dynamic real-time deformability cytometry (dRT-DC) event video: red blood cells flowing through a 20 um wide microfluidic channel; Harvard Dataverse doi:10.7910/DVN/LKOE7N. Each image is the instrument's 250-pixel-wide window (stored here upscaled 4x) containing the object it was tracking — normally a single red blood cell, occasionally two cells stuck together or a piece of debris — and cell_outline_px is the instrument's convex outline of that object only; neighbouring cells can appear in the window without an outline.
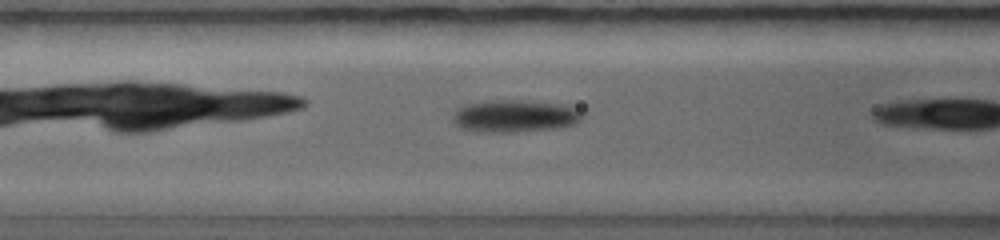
{"species": "common noctule bat (a hibernating species)", "species_latin": "Nyctalus noctula", "temperature_condition": "warm", "stored_images_in_passage": 25, "camera_frame_rate_fps": 5000, "um_per_image_px": 0.085, "animal": {"sex": "female", "body_mass_g": 19.0, "forearm_length_mm": 56.7}, "frame": {"image": 1, "passage_image": 8, "time_ms": 1.4, "image_size_px": [1000, 240], "cell_outline_px": [[584, 116], [576, 124], [556, 128], [508, 132], [484, 132], [460, 128], [452, 120], [452, 116], [456, 108], [464, 104], [488, 100], [524, 100], [564, 104], [576, 108], [584, 112]], "centroid_in_image_um": [43.76, 9.85], "position_along_channel_um": 122.8, "area_um2": 24.74}}